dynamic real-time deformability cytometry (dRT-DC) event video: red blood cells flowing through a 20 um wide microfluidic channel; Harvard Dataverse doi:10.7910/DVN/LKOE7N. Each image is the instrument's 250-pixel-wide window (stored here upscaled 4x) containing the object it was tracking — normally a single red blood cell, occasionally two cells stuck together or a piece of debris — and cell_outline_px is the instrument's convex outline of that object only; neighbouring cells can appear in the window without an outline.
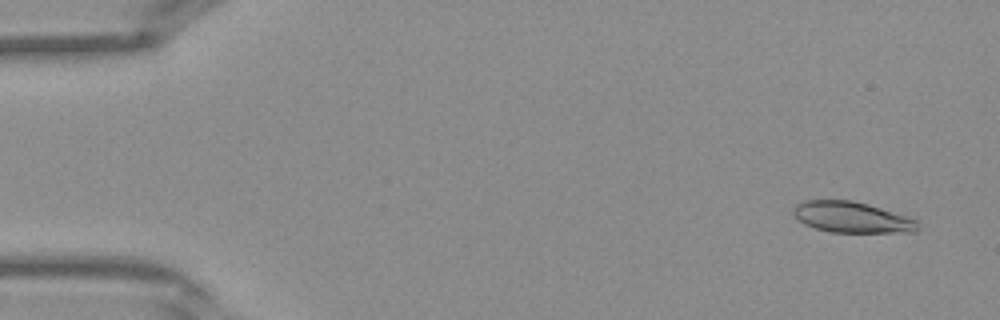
{"species": "Egyptian fruit bat (a non-hibernating species)", "species_latin": "Rousettus aegyptiacus", "temperature_condition": "warm", "stored_images_in_passage": 41, "camera_frame_rate_fps": 3000, "um_per_image_px": 0.085, "frame": {"image": 1, "passage_image": 3, "time_ms": 0.667, "image_size_px": [1000, 320], "cell_outline_px": [[920, 228], [916, 232], [832, 232], [816, 228], [804, 224], [792, 212], [792, 208], [796, 204], [804, 200], [852, 200], [868, 204], [908, 216], [916, 220]], "centroid_in_image_um": [72.42, 18.46], "position_along_channel_um": 12.6, "area_um2": 22.43}}
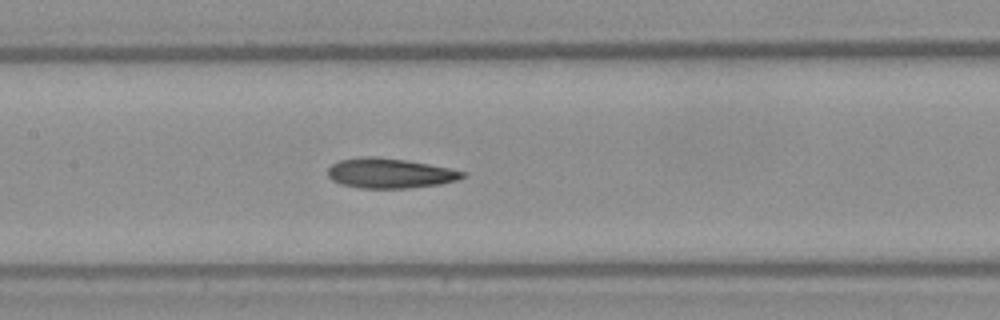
{"frame": {"image": 2, "passage_image": 20, "time_ms": 6.333, "image_size_px": [1000, 320], "cell_outline_px": [[468, 172], [464, 176], [456, 180], [440, 184], [408, 188], [360, 188], [340, 184], [332, 180], [328, 176], [328, 168], [332, 164], [340, 160], [364, 156], [376, 156], [404, 160], [428, 164]], "centroid_in_image_um": [33.11, 14.72], "position_along_channel_um": 174.3, "area_um2": 23.41}}
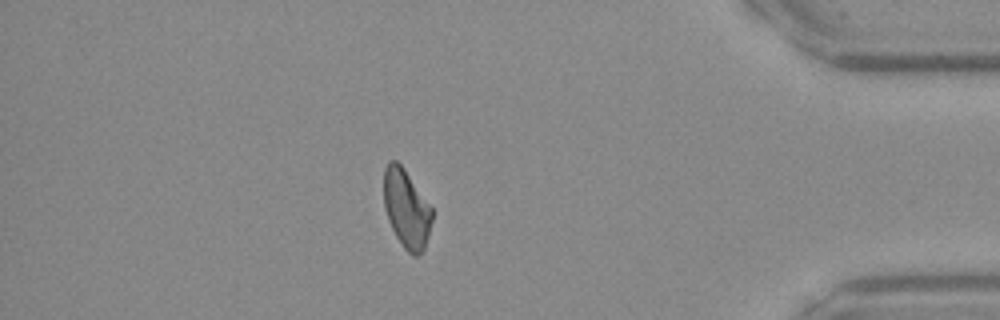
{"frame": {"image": 3, "passage_image": 36, "time_ms": 11.667, "image_size_px": [1000, 320], "cell_outline_px": [[432, 220], [428, 236], [424, 248], [416, 256], [412, 256], [404, 248], [396, 236], [388, 220], [384, 208], [384, 168], [388, 160], [396, 160], [404, 168], [432, 208]], "centroid_in_image_um": [34.53, 17.72], "position_along_channel_um": 400.7, "area_um2": 21.96}}